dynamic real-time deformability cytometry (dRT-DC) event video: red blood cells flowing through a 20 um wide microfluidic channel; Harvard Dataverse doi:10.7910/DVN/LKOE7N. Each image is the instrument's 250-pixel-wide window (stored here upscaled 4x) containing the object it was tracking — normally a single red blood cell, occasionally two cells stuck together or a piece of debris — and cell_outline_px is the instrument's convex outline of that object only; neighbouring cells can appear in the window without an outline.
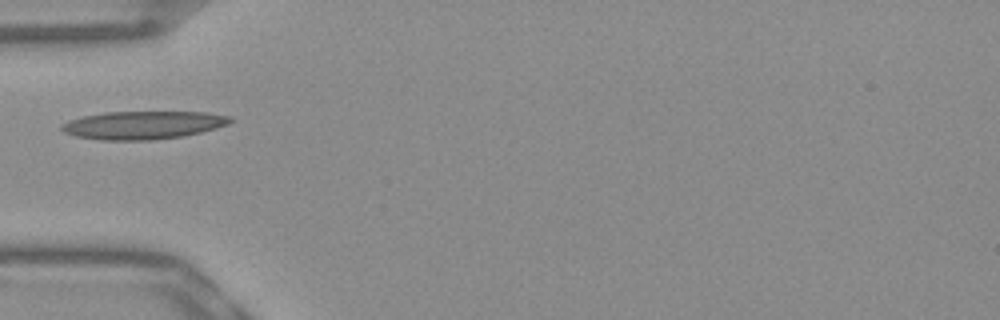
{"species": "Egyptian fruit bat (a non-hibernating species)", "species_latin": "Rousettus aegyptiacus", "temperature_condition": "warm", "stored_images_in_passage": 32, "camera_frame_rate_fps": 3000, "um_per_image_px": 0.085, "frame": {"image": 1, "passage_image": 1, "time_ms": 0.0, "image_size_px": [1000, 320], "cell_outline_px": [[236, 120], [228, 124], [216, 128], [184, 136], [152, 140], [100, 140], [76, 136], [64, 132], [60, 128], [60, 124], [68, 120], [84, 116], [104, 112], [204, 112], [232, 116]], "centroid_in_image_um": [12.18, 10.63], "position_along_channel_um": 72.8, "area_um2": 27.74}}
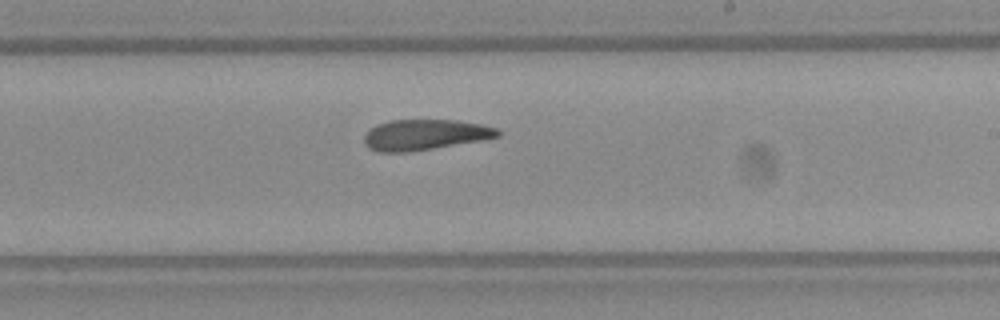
{"frame": {"image": 2, "passage_image": 15, "time_ms": 4.667, "image_size_px": [1000, 320], "cell_outline_px": [[500, 136], [484, 140], [408, 152], [376, 152], [368, 148], [364, 144], [364, 136], [376, 124], [388, 120], [456, 120], [480, 124], [496, 128], [500, 132]], "centroid_in_image_um": [36.09, 11.46], "position_along_channel_um": 252.9, "area_um2": 23.87}}
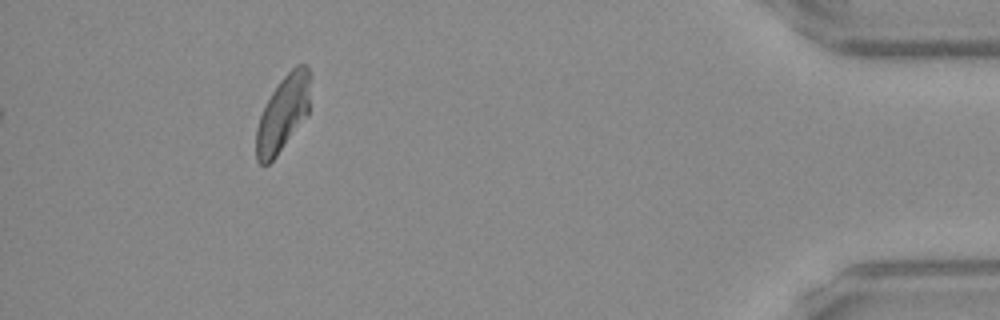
{"frame": {"image": 3, "passage_image": 32, "time_ms": 10.333, "image_size_px": [1000, 320], "cell_outline_px": [[312, 76], [308, 116], [276, 156], [268, 164], [260, 164], [256, 160], [256, 128], [260, 116], [272, 92], [280, 80], [296, 64], [304, 64], [308, 68]], "centroid_in_image_um": [24.09, 9.62], "position_along_channel_um": 411.1, "area_um2": 24.1}}